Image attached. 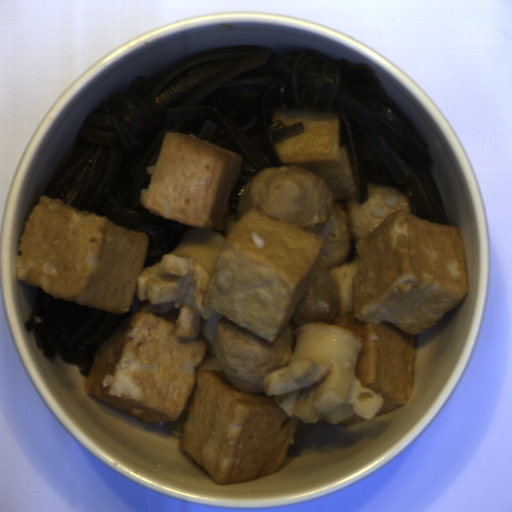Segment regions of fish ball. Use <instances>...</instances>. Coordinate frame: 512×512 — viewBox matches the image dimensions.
<instances>
[{"label":"fish ball","instance_id":"3","mask_svg":"<svg viewBox=\"0 0 512 512\" xmlns=\"http://www.w3.org/2000/svg\"><path fill=\"white\" fill-rule=\"evenodd\" d=\"M149 235L40 195L24 224L14 278L108 314L123 315L146 269Z\"/></svg>","mask_w":512,"mask_h":512},{"label":"fish ball","instance_id":"6","mask_svg":"<svg viewBox=\"0 0 512 512\" xmlns=\"http://www.w3.org/2000/svg\"><path fill=\"white\" fill-rule=\"evenodd\" d=\"M362 419H364V418H362L359 414H355L354 413L350 417H348V418L338 422L337 424L339 426H344V427H349L350 428L351 426H353L357 422L361 421Z\"/></svg>","mask_w":512,"mask_h":512},{"label":"fish ball","instance_id":"1","mask_svg":"<svg viewBox=\"0 0 512 512\" xmlns=\"http://www.w3.org/2000/svg\"><path fill=\"white\" fill-rule=\"evenodd\" d=\"M271 118L272 124L303 122V133L273 143L282 166L323 177L333 201L350 217L351 251L344 263L328 270L340 292L333 324L357 333L356 377L361 386L383 396L378 414L399 408L415 387L417 334L469 294L460 227L413 215L397 186L369 181L368 198L357 200L339 137L340 115L276 109Z\"/></svg>","mask_w":512,"mask_h":512},{"label":"fish ball","instance_id":"2","mask_svg":"<svg viewBox=\"0 0 512 512\" xmlns=\"http://www.w3.org/2000/svg\"><path fill=\"white\" fill-rule=\"evenodd\" d=\"M180 312L137 310L96 348L85 382L88 395L157 424L178 419L190 397L180 449L211 481L221 485L275 473L300 419L287 415L274 395L235 389L200 336L175 335Z\"/></svg>","mask_w":512,"mask_h":512},{"label":"fish ball","instance_id":"4","mask_svg":"<svg viewBox=\"0 0 512 512\" xmlns=\"http://www.w3.org/2000/svg\"><path fill=\"white\" fill-rule=\"evenodd\" d=\"M323 238L248 207L225 236L203 308L274 343L286 330L318 267Z\"/></svg>","mask_w":512,"mask_h":512},{"label":"fish ball","instance_id":"5","mask_svg":"<svg viewBox=\"0 0 512 512\" xmlns=\"http://www.w3.org/2000/svg\"><path fill=\"white\" fill-rule=\"evenodd\" d=\"M244 156L194 134L167 132L158 158L146 171L141 207L226 239L231 196L242 176Z\"/></svg>","mask_w":512,"mask_h":512}]
</instances>
